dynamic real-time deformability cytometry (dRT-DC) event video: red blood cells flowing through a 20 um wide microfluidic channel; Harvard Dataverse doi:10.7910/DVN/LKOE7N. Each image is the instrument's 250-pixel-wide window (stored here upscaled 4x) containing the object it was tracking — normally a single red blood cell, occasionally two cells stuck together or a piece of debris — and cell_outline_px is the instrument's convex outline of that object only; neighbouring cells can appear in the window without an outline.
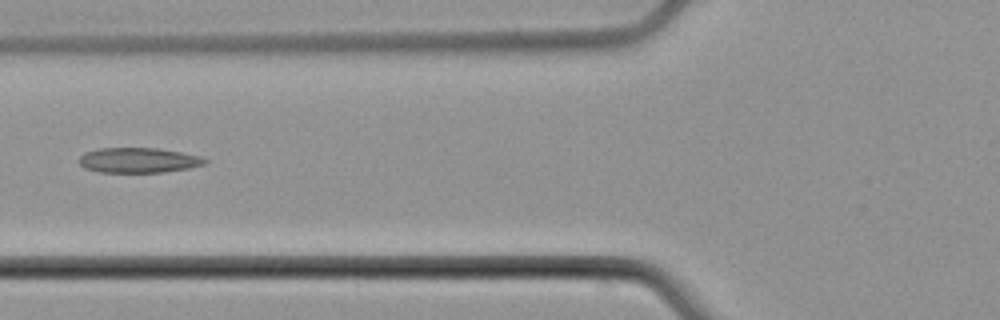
{"species": "common noctule bat (a hibernating species)", "species_latin": "Nyctalus noctula", "temperature_condition": "cold", "stored_images_in_passage": 5, "camera_frame_rate_fps": 3000, "um_per_image_px": 0.085, "animal": {"sex": "male", "body_mass_g": 21.5, "forearm_length_mm": 52.0}, "frame": {"image": 1, "passage_image": 5, "time_ms": 4.667, "image_size_px": [1000, 320], "cell_outline_px": [[208, 160], [204, 164], [188, 168], [164, 172], [100, 172], [84, 168], [80, 164], [80, 156], [84, 152], [100, 148], [160, 148], [200, 156]], "centroid_in_image_um": [11.76, 13.61], "position_along_channel_um": 114.0, "area_um2": 18.32}}